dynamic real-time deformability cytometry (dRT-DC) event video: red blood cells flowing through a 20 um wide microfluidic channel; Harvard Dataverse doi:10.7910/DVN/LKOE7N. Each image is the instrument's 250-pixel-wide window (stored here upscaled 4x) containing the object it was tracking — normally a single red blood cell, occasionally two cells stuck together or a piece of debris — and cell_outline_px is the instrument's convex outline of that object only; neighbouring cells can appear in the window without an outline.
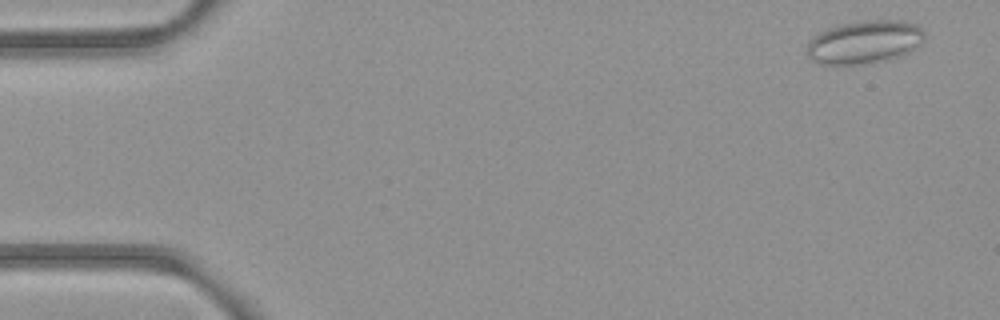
{"species": "common noctule bat (a hibernating species)", "species_latin": "Nyctalus noctula", "temperature_condition": "room temperature", "stored_images_in_passage": 53, "camera_frame_rate_fps": 3000, "um_per_image_px": 0.085, "animal": {"sex": "female", "body_mass_g": 21.9}, "frame": {"image": 1, "passage_image": 3, "time_ms": 0.667, "image_size_px": [1000, 320], "cell_outline_px": [[924, 40], [904, 56], [888, 60], [860, 64], [820, 64], [812, 60], [808, 56], [808, 40], [820, 32], [828, 28], [844, 24], [864, 20], [904, 20], [916, 24], [924, 28]], "centroid_in_image_um": [73.53, 3.57], "position_along_channel_um": 11.5, "area_um2": 29.71}}
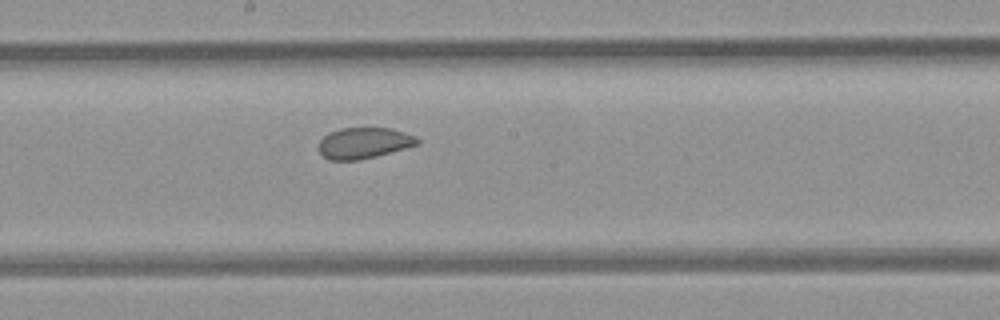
{"frame": {"image": 2, "passage_image": 29, "time_ms": 9.333, "image_size_px": [1000, 320], "cell_outline_px": [[420, 144], [376, 156], [360, 160], [328, 160], [316, 148], [320, 140], [328, 132], [340, 128], [392, 128], [416, 136], [420, 140]], "centroid_in_image_um": [30.92, 12.15], "position_along_channel_um": 217.3, "area_um2": 18.03}}
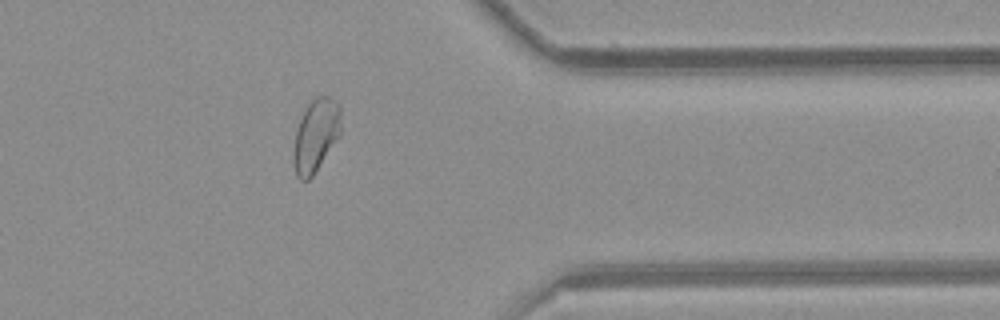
{"frame": {"image": 3, "passage_image": 43, "time_ms": 14.0, "image_size_px": [1000, 320], "cell_outline_px": [[340, 136], [312, 176], [308, 180], [300, 180], [296, 176], [292, 164], [292, 156], [296, 132], [300, 120], [308, 100], [316, 96], [328, 96], [336, 100], [340, 104]], "centroid_in_image_um": [26.83, 11.5], "position_along_channel_um": 384.6, "area_um2": 20.4}, "authors_computed_cell_mechanics": {"area_um2": 20.4034, "velocity_mm_per_s": 3.9079, "shape_relaxation_time_tau1_ms": null, "shape_relaxation_time_tau2_ms": 1.458, "deformation_change_tau1": null, "deformation_change_tau2": 0.0638}}